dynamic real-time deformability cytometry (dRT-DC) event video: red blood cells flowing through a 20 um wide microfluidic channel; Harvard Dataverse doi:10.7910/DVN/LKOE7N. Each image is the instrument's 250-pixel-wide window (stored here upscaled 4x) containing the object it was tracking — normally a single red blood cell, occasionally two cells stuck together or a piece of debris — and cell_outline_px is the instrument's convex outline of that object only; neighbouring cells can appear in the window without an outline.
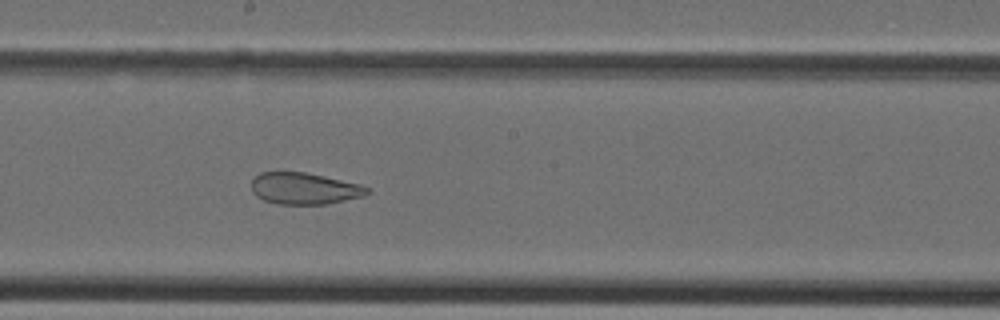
{"species": "Egyptian fruit bat (a non-hibernating species)", "species_latin": "Rousettus aegyptiacus", "temperature_condition": "cold", "stored_images_in_passage": 17, "camera_frame_rate_fps": 3000, "um_per_image_px": 0.085, "animal": {"sex": "female"}, "frame": {"image": 1, "passage_image": 12, "time_ms": 3.667, "image_size_px": [1000, 320], "cell_outline_px": [[372, 192], [364, 196], [324, 204], [276, 204], [264, 200], [256, 196], [252, 192], [252, 180], [260, 172], [304, 172], [360, 184], [368, 188]], "centroid_in_image_um": [25.86, 16.02], "position_along_channel_um": 222.3, "area_um2": 21.21}}